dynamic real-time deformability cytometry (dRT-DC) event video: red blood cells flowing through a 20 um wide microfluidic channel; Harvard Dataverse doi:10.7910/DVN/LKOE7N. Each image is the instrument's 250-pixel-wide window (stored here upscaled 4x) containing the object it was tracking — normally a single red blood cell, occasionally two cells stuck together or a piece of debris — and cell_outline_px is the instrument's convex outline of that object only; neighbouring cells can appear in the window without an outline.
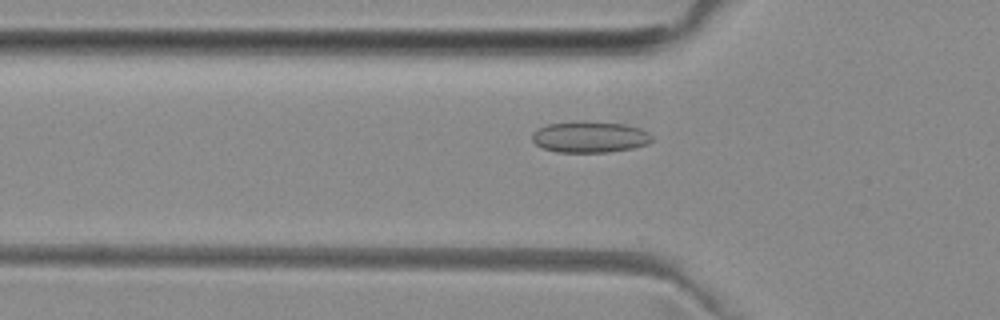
{"species": "common noctule bat (a hibernating species)", "species_latin": "Nyctalus noctula", "temperature_condition": "room temperature", "stored_images_in_passage": 52, "camera_frame_rate_fps": 3000, "um_per_image_px": 0.085, "animal": {"sex": "female", "body_mass_g": 29.2, "forearm_length_mm": 56.3}, "frame": {"image": 1, "passage_image": 17, "time_ms": 5.333, "image_size_px": [1000, 320], "cell_outline_px": [[652, 140], [648, 144], [632, 148], [608, 152], [556, 152], [544, 148], [536, 144], [532, 140], [532, 132], [548, 124], [584, 120], [624, 124], [640, 128], [648, 132], [652, 136]], "centroid_in_image_um": [50.14, 11.63], "position_along_channel_um": 75.7, "area_um2": 21.91}}
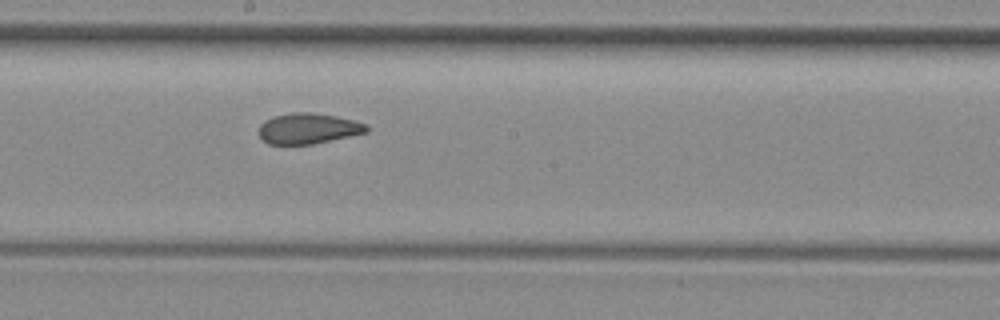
{"frame": {"image": 2, "passage_image": 28, "time_ms": 9.0, "image_size_px": [1000, 320], "cell_outline_px": [[368, 132], [312, 144], [268, 144], [260, 136], [260, 124], [264, 120], [276, 116], [292, 112], [308, 112], [336, 116], [368, 124]], "centroid_in_image_um": [26.21, 10.92], "position_along_channel_um": 222.0, "area_um2": 19.02}}
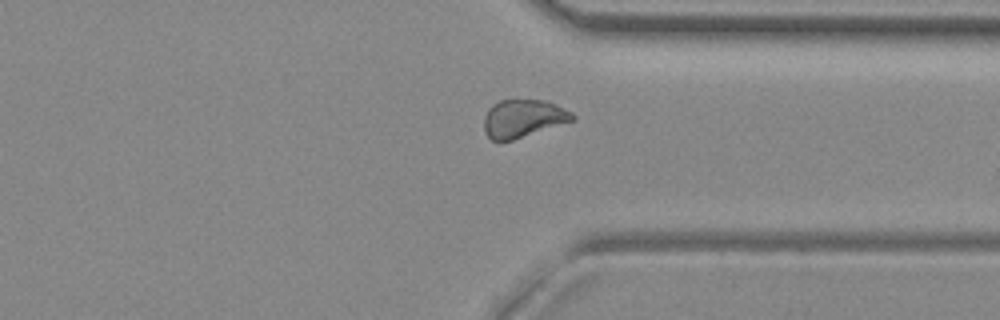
{"frame": {"image": 3, "passage_image": 39, "time_ms": 12.667, "image_size_px": [1000, 320], "cell_outline_px": [[576, 120], [512, 140], [492, 140], [484, 132], [484, 116], [488, 108], [492, 104], [500, 100], [544, 100], [572, 112], [576, 116]], "centroid_in_image_um": [44.46, 10.06], "position_along_channel_um": 366.9, "area_um2": 19.48}, "authors_computed_cell_mechanics": {"area_um2": 20.23, "velocity_mm_per_s": 3.9815, "shape_relaxation_time_tau1_ms": null, "shape_relaxation_time_tau2_ms": 1.8554, "deformation_change_tau1": null, "deformation_change_tau2": 0.0725}}